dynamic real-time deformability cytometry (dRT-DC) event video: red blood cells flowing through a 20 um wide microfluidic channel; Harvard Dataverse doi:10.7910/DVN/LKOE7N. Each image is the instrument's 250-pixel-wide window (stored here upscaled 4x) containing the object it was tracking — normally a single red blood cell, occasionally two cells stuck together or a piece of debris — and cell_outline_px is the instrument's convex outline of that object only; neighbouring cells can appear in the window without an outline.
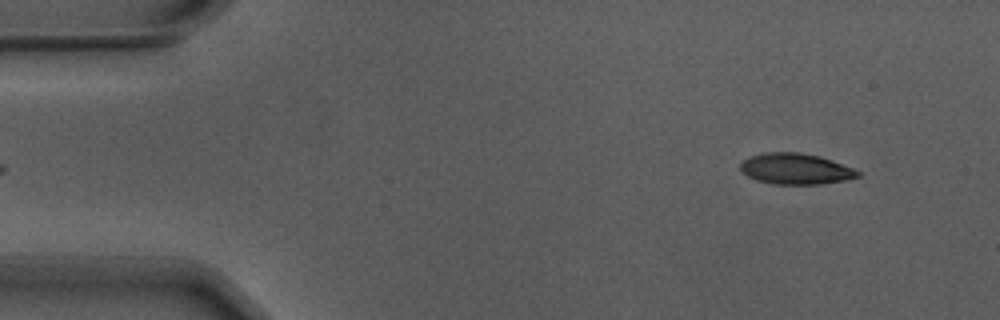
{"species": "Egyptian fruit bat (a non-hibernating species)", "species_latin": "Rousettus aegyptiacus", "temperature_condition": "warm", "stored_images_in_passage": 52, "camera_frame_rate_fps": 3000, "um_per_image_px": 0.085, "animal": {"sex": "male"}, "frame": {"image": 1, "passage_image": 2, "time_ms": 0.333, "image_size_px": [1000, 320], "cell_outline_px": [[860, 176], [844, 180], [820, 184], [776, 184], [756, 180], [748, 176], [740, 168], [740, 164], [744, 160], [752, 156], [764, 152], [800, 152], [820, 156], [832, 160], [852, 168], [860, 172]], "centroid_in_image_um": [67.63, 14.34], "position_along_channel_um": 17.4, "area_um2": 20.98}}
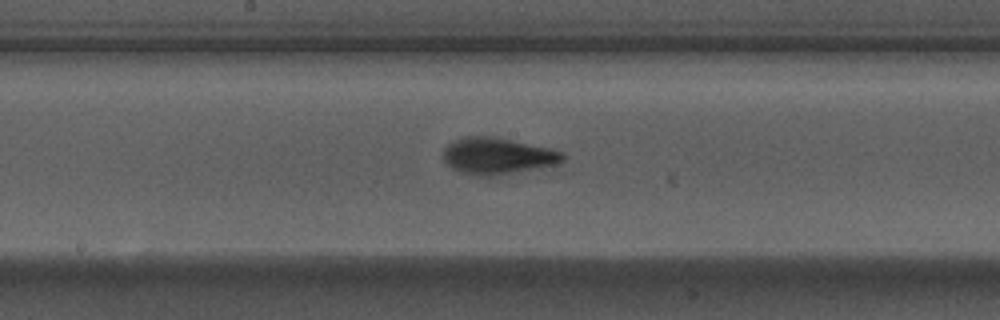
{"frame": {"image": 2, "passage_image": 25, "time_ms": 8.0, "image_size_px": [1000, 320], "cell_outline_px": [[564, 160], [552, 164], [492, 176], [472, 176], [460, 172], [452, 168], [444, 160], [444, 148], [448, 144], [464, 136], [488, 136], [552, 148], [564, 152]], "centroid_in_image_um": [42.24, 13.25], "position_along_channel_um": 206.0, "area_um2": 24.91}}
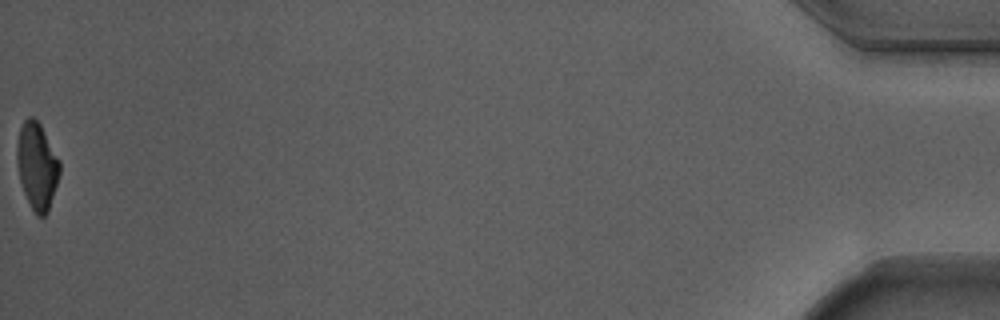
{"frame": {"image": 3, "passage_image": 52, "time_ms": 17.0, "image_size_px": [1000, 320], "cell_outline_px": [[60, 172], [48, 212], [44, 216], [36, 216], [24, 192], [20, 180], [16, 160], [16, 144], [20, 128], [24, 120], [28, 116], [32, 116], [40, 124], [60, 160]], "centroid_in_image_um": [3.14, 14.08], "position_along_channel_um": 432.1, "area_um2": 21.56}, "authors_computed_cell_mechanics": {"area_um2": 22.831, "velocity_mm_per_s": 3.7152, "shape_relaxation_time_tau1_ms": 3.3041, "shape_relaxation_time_tau2_ms": 1.4677, "deformation_change_tau1": 0.1677, "deformation_change_tau2": 0.0744}}